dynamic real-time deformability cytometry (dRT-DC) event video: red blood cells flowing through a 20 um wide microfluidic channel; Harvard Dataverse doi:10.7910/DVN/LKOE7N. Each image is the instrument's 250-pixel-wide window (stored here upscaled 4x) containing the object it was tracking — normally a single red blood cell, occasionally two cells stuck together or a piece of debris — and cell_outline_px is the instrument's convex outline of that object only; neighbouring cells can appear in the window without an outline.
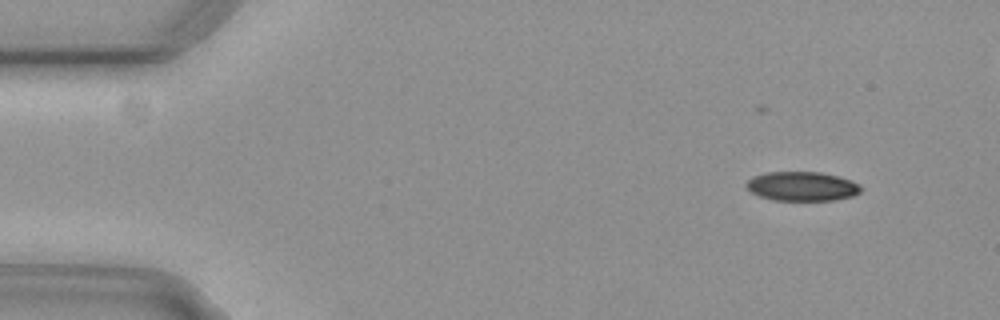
{"species": "common noctule bat (a hibernating species)", "species_latin": "Nyctalus noctula", "temperature_condition": "cold", "stored_images_in_passage": 47, "camera_frame_rate_fps": 3000, "um_per_image_px": 0.085, "animal": {"sex": "female", "body_mass_g": 29.2, "forearm_length_mm": 56.3}, "frame": {"image": 1, "passage_image": 5, "time_ms": 1.333, "image_size_px": [1000, 320], "cell_outline_px": [[860, 192], [852, 196], [836, 200], [772, 200], [760, 196], [752, 192], [744, 184], [752, 176], [768, 172], [820, 172], [840, 176], [852, 180], [860, 184]], "centroid_in_image_um": [68.18, 15.83], "position_along_channel_um": 16.8, "area_um2": 19.59}}
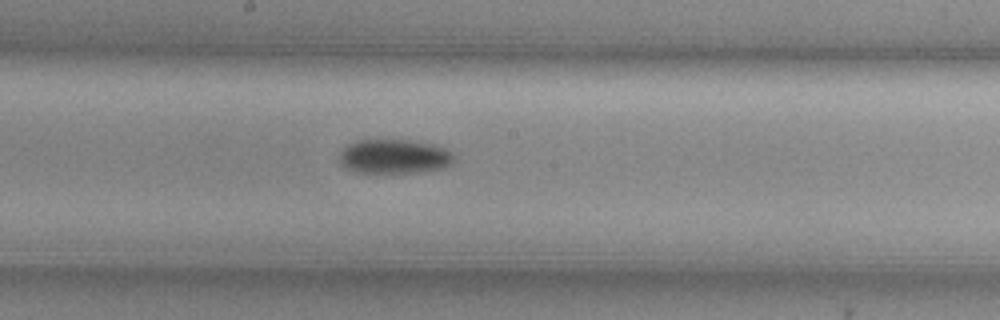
{"frame": {"image": 2, "passage_image": 29, "time_ms": 9.333, "image_size_px": [1000, 320], "cell_outline_px": [[456, 160], [452, 164], [444, 168], [420, 172], [356, 172], [344, 168], [340, 164], [340, 152], [348, 144], [356, 140], [408, 140], [432, 144], [444, 148], [452, 152], [456, 156]], "centroid_in_image_um": [33.54, 13.3], "position_along_channel_um": 214.7, "area_um2": 23.06}}
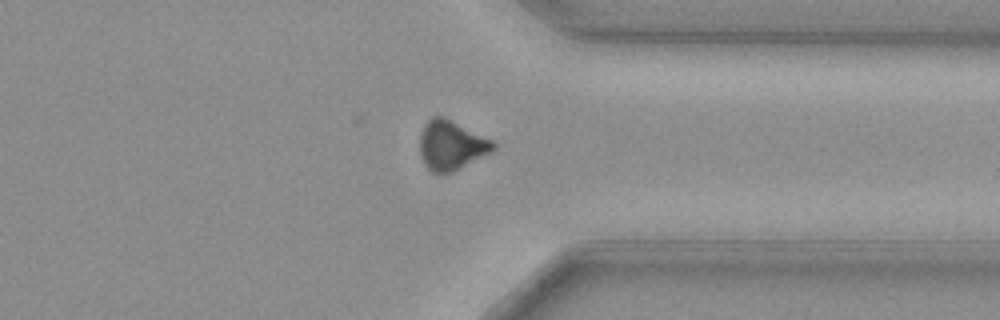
{"frame": {"image": 3, "passage_image": 42, "time_ms": 13.667, "image_size_px": [1000, 320], "cell_outline_px": [[496, 148], [460, 168], [452, 172], [440, 176], [432, 172], [424, 164], [420, 156], [420, 132], [424, 124], [432, 116], [444, 116], [492, 140], [496, 144]], "centroid_in_image_um": [38.31, 12.35], "position_along_channel_um": 373.1, "area_um2": 21.21}, "authors_computed_cell_mechanics": {"area_um2": 21.675, "velocity_mm_per_s": 3.7325, "shape_relaxation_time_tau1_ms": 5.471, "shape_relaxation_time_tau2_ms": null, "deformation_change_tau1": 0.1255, "deformation_change_tau2": null}}